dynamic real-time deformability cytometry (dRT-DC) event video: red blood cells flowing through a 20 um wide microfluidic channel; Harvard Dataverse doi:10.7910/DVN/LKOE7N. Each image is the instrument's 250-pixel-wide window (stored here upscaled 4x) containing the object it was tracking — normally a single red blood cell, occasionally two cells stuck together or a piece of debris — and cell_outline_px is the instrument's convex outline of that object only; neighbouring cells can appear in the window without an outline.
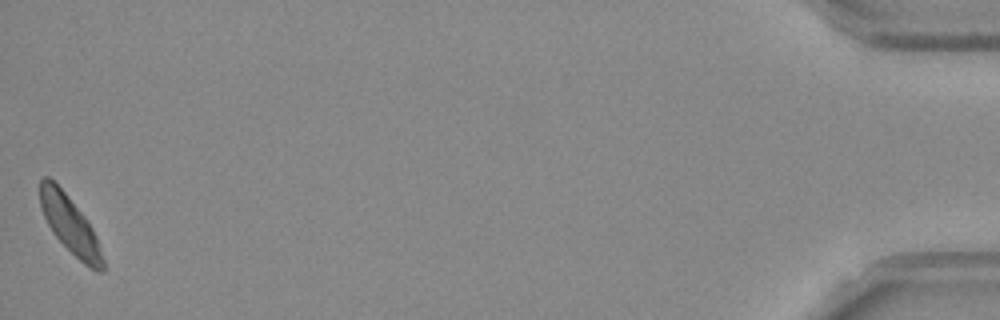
{"species": "Egyptian fruit bat (a non-hibernating species)", "species_latin": "Rousettus aegyptiacus", "temperature_condition": "room temperature", "stored_images_in_passage": 54, "camera_frame_rate_fps": 3000, "um_per_image_px": 0.085, "frame": {"image": 1, "passage_image": 54, "time_ms": 17.667, "image_size_px": [1000, 320], "cell_outline_px": [[104, 272], [96, 272], [84, 264], [52, 232], [40, 208], [40, 180], [44, 176], [48, 176], [64, 192], [88, 220], [96, 236], [104, 260]], "centroid_in_image_um": [5.96, 19.12], "position_along_channel_um": 429.2, "area_um2": 20.63}, "authors_computed_cell_mechanics": {"area_um2": 22.0218, "velocity_mm_per_s": 3.7453, "shape_relaxation_time_tau1_ms": 2.5427, "shape_relaxation_time_tau2_ms": 2.4377, "deformation_change_tau1": 0.1097, "deformation_change_tau2": 0.0924}}